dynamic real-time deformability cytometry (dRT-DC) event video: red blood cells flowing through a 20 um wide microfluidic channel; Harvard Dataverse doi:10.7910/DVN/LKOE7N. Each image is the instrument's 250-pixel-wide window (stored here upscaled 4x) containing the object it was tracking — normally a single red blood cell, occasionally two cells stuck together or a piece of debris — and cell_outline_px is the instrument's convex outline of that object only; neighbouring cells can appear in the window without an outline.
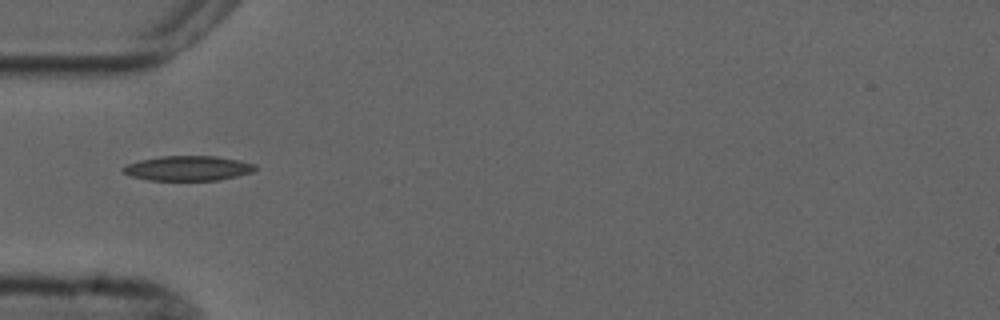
{"species": "common noctule bat (a hibernating species)", "species_latin": "Nyctalus noctula", "temperature_condition": "cold", "stored_images_in_passage": 5, "camera_frame_rate_fps": 3000, "um_per_image_px": 0.085, "animal": {"sex": "male", "forearm_length_mm": 52.5}, "frame": {"image": 1, "passage_image": 4, "time_ms": 3.667, "image_size_px": [1000, 320], "cell_outline_px": [[256, 168], [252, 172], [236, 176], [216, 180], [148, 180], [132, 176], [124, 172], [120, 168], [128, 164], [140, 160], [160, 156], [216, 156], [240, 160], [256, 164]], "centroid_in_image_um": [15.99, 14.29], "position_along_channel_um": 69.0, "area_um2": 19.02}}
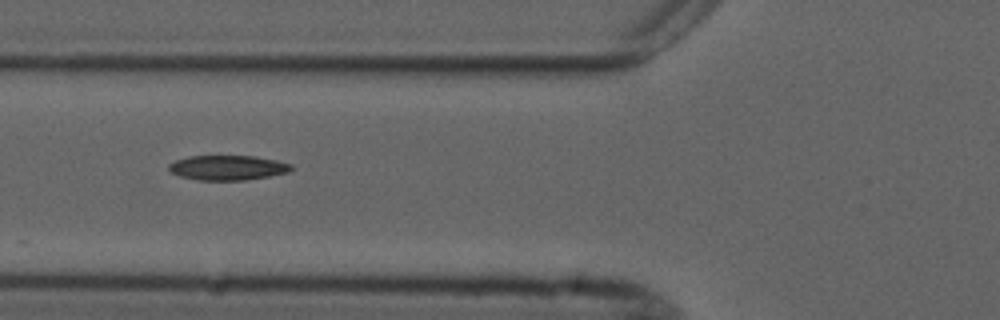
{"frame": {"image": 2, "passage_image": 5, "time_ms": 4.667, "image_size_px": [1000, 320], "cell_outline_px": [[292, 168], [288, 172], [268, 176], [244, 180], [196, 180], [180, 176], [172, 172], [168, 168], [168, 164], [176, 160], [188, 156], [256, 156], [276, 160], [292, 164]], "centroid_in_image_um": [19.34, 14.25], "position_along_channel_um": 106.5, "area_um2": 17.63}}